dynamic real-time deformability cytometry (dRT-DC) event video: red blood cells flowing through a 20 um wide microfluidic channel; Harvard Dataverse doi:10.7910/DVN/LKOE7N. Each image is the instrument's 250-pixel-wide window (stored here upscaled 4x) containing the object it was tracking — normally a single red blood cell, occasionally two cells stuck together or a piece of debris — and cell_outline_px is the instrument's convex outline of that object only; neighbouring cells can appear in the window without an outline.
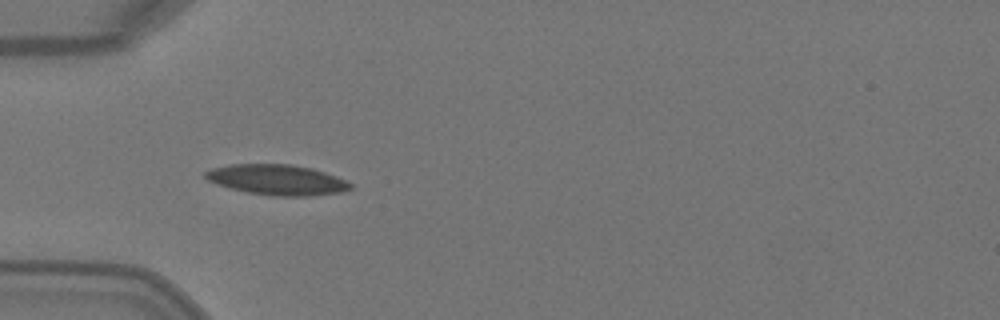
{"species": "Egyptian fruit bat (a non-hibernating species)", "species_latin": "Rousettus aegyptiacus", "temperature_condition": "warm", "stored_images_in_passage": 4, "camera_frame_rate_fps": 3000, "um_per_image_px": 0.085, "animal": {"sex": "female"}, "frame": {"image": 1, "passage_image": 4, "time_ms": 1.0, "image_size_px": [1000, 320], "cell_outline_px": [[352, 188], [340, 192], [308, 196], [272, 196], [248, 192], [228, 188], [208, 180], [204, 176], [204, 172], [212, 168], [232, 164], [292, 164], [312, 168], [336, 176], [352, 184]], "centroid_in_image_um": [23.53, 15.28], "position_along_channel_um": 61.5, "area_um2": 25.61}}